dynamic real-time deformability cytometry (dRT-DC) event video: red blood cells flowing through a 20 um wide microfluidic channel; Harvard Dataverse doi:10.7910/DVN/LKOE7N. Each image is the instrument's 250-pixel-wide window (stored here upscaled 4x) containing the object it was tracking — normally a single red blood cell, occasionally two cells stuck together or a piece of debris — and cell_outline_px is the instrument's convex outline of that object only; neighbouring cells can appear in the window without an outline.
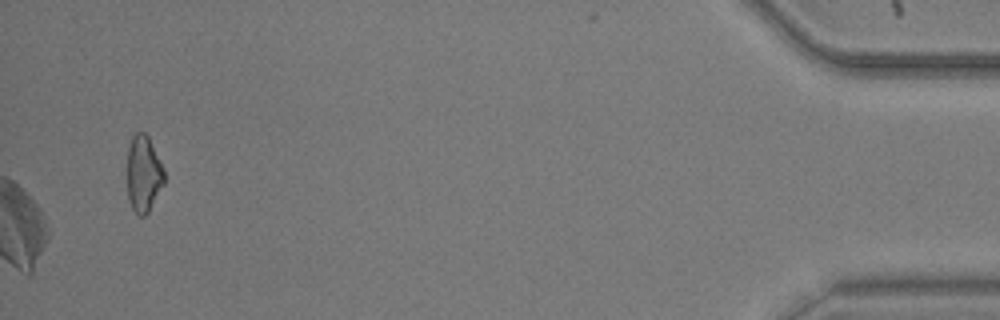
{"species": "common noctule bat (a hibernating species)", "species_latin": "Nyctalus noctula", "temperature_condition": "warm", "stored_images_in_passage": 38, "camera_frame_rate_fps": 3000, "um_per_image_px": 0.085, "animal": {"sex": "male", "body_mass_g": 20.5, "forearm_length_mm": 52.5}, "frame": {"image": 1, "passage_image": 38, "time_ms": 12.333, "image_size_px": [1000, 320], "cell_outline_px": [[164, 184], [148, 212], [144, 216], [140, 216], [132, 208], [128, 200], [128, 148], [132, 136], [136, 132], [144, 132], [148, 136], [164, 168]], "centroid_in_image_um": [12.21, 14.77], "position_along_channel_um": 423.0, "area_um2": 16.42}}